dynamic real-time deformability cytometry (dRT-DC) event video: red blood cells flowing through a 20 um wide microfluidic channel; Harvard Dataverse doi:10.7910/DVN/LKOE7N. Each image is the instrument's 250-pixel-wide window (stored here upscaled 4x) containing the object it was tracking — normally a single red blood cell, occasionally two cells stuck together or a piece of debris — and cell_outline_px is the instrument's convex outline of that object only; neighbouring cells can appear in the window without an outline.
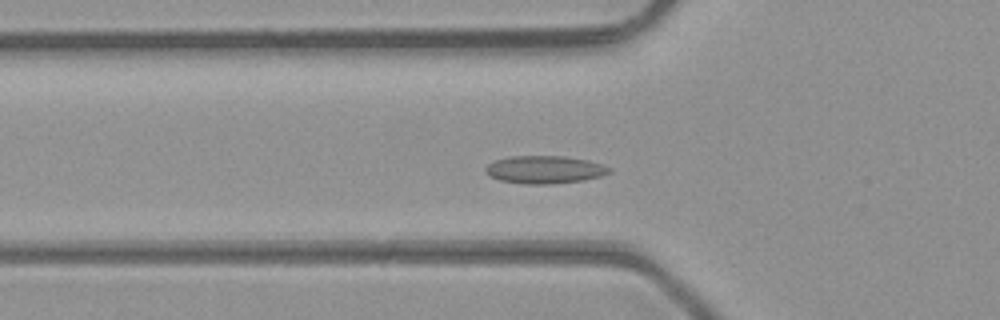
{"species": "common noctule bat (a hibernating species)", "species_latin": "Nyctalus noctula", "temperature_condition": "room temperature", "stored_images_in_passage": 35, "camera_frame_rate_fps": 3000, "um_per_image_px": 0.085, "animal": {"sex": "male", "body_mass_g": 23.1, "forearm_length_mm": 52.7}, "frame": {"image": 1, "passage_image": 4, "time_ms": 1.0, "image_size_px": [1000, 320], "cell_outline_px": [[612, 172], [600, 176], [584, 180], [552, 184], [524, 184], [500, 180], [484, 172], [484, 168], [488, 164], [496, 160], [512, 156], [564, 156], [588, 160], [604, 164], [612, 168]], "centroid_in_image_um": [46.33, 14.42], "position_along_channel_um": 79.5, "area_um2": 20.11}}
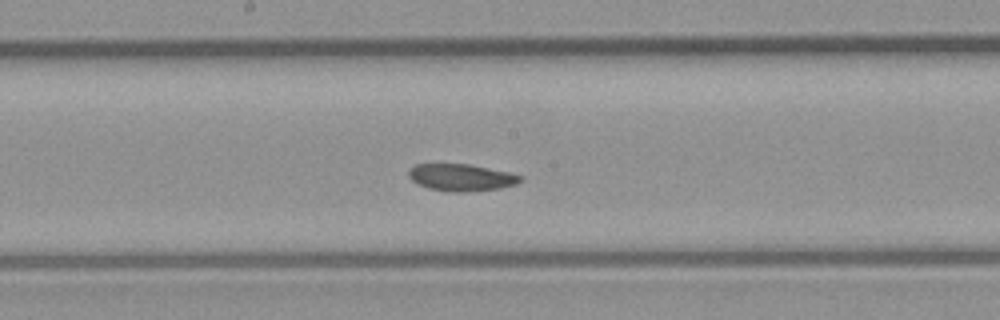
{"frame": {"image": 2, "passage_image": 13, "time_ms": 4.0, "image_size_px": [1000, 320], "cell_outline_px": [[524, 180], [516, 184], [500, 188], [460, 192], [448, 192], [428, 188], [416, 184], [408, 176], [408, 172], [416, 164], [468, 164], [508, 172], [524, 176]], "centroid_in_image_um": [39.21, 15.09], "position_along_channel_um": 209.0, "area_um2": 17.57}}
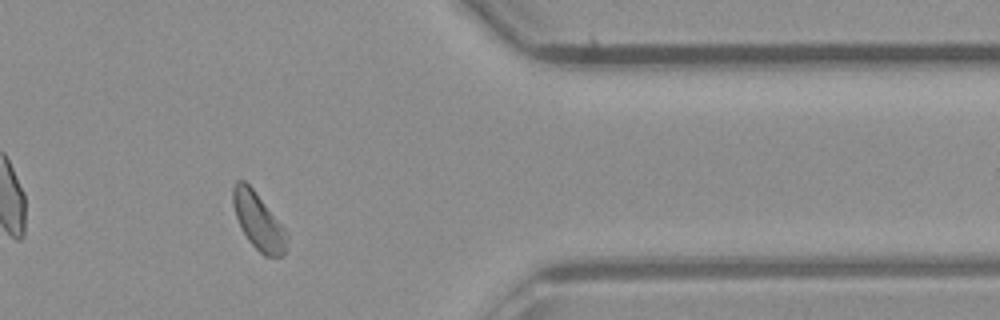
{"frame": {"image": 3, "passage_image": 27, "time_ms": 8.667, "image_size_px": [1000, 320], "cell_outline_px": [[288, 236], [284, 256], [264, 256], [248, 240], [236, 216], [232, 204], [232, 188], [236, 180], [244, 180], [252, 188], [288, 232]], "centroid_in_image_um": [21.97, 18.8], "position_along_channel_um": 389.4, "area_um2": 17.63}, "authors_computed_cell_mechanics": {"area_um2": 18.0336, "velocity_mm_per_s": 4.2871, "shape_relaxation_time_tau1_ms": null, "shape_relaxation_time_tau2_ms": 4.1429, "deformation_change_tau1": null, "deformation_change_tau2": 0.0774}}